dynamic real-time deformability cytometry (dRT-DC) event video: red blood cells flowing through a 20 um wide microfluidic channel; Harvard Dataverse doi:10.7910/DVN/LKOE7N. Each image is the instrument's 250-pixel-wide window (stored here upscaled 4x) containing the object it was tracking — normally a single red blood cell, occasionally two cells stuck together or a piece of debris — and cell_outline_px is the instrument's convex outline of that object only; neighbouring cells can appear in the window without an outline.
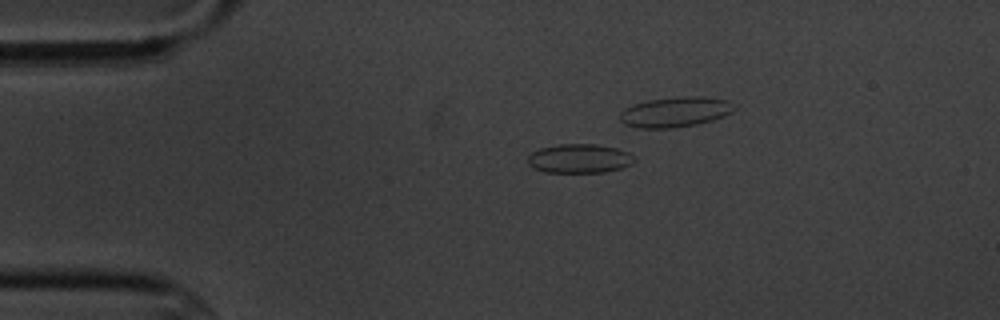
{"species": "common noctule bat (a hibernating species)", "species_latin": "Nyctalus noctula", "temperature_condition": "cold", "stored_images_in_passage": 3, "camera_frame_rate_fps": 3000, "um_per_image_px": 0.085, "animal": {"sex": "male", "body_mass_g": 20.1, "forearm_length_mm": 53.5}, "frame": {"image": 1, "passage_image": 2, "time_ms": 1.0, "image_size_px": [1000, 320], "cell_outline_px": [[636, 160], [632, 164], [620, 168], [604, 172], [544, 172], [528, 164], [528, 156], [532, 152], [540, 148], [560, 144], [596, 144], [616, 148], [628, 152], [636, 156]], "centroid_in_image_um": [49.28, 13.47], "position_along_channel_um": 35.7, "area_um2": 18.03}}